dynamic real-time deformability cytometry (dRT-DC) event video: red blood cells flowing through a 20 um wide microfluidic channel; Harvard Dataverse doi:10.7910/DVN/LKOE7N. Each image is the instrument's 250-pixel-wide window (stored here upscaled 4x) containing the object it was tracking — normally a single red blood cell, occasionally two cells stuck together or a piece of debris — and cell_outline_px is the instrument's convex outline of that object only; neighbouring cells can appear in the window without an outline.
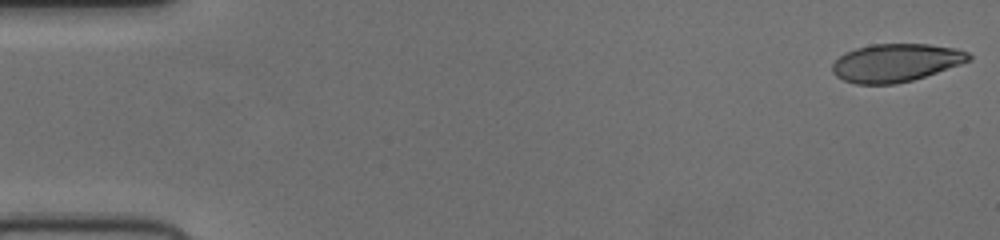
{"species": "human", "species_latin": "Homo sapiens", "temperature_condition": "cold", "stored_images_in_passage": 52, "camera_frame_rate_fps": 3000, "um_per_image_px": 0.085, "donor": {"sex": "female"}, "frame": {"image": 1, "passage_image": 1, "time_ms": 0.0, "image_size_px": [1000, 240], "cell_outline_px": [[972, 56], [968, 60], [936, 72], [912, 80], [892, 84], [856, 84], [844, 80], [836, 76], [832, 72], [832, 64], [844, 52], [856, 48], [872, 44], [928, 44], [956, 48], [968, 52]], "centroid_in_image_um": [76.09, 5.32], "position_along_channel_um": 8.9, "area_um2": 29.88}}
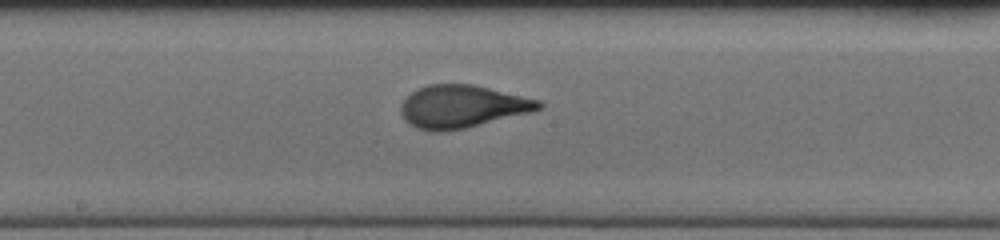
{"frame": {"image": 2, "passage_image": 28, "time_ms": 9.0, "image_size_px": [1000, 240], "cell_outline_px": [[544, 104], [540, 108], [528, 112], [464, 128], [444, 132], [436, 132], [416, 128], [408, 124], [404, 120], [400, 112], [400, 104], [416, 88], [428, 84], [472, 84], [540, 100]], "centroid_in_image_um": [39.2, 9.05], "position_along_channel_um": 209.0, "area_um2": 34.04}}
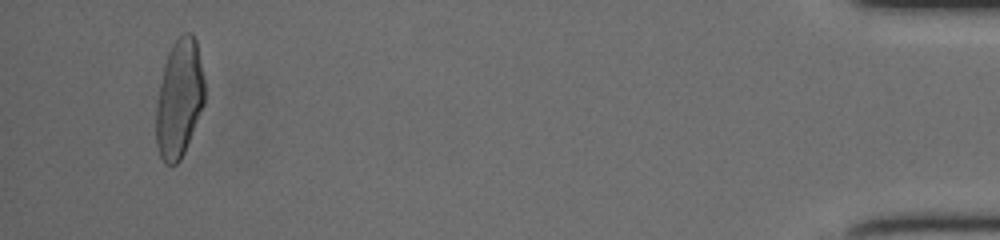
{"frame": {"image": 3, "passage_image": 50, "time_ms": 16.333, "image_size_px": [1000, 240], "cell_outline_px": [[204, 104], [184, 152], [180, 160], [176, 164], [164, 164], [160, 156], [156, 144], [156, 108], [160, 84], [164, 64], [168, 52], [172, 44], [184, 32], [192, 32], [196, 40], [204, 80]], "centroid_in_image_um": [15.23, 8.38], "position_along_channel_um": 420.0, "area_um2": 33.23}}